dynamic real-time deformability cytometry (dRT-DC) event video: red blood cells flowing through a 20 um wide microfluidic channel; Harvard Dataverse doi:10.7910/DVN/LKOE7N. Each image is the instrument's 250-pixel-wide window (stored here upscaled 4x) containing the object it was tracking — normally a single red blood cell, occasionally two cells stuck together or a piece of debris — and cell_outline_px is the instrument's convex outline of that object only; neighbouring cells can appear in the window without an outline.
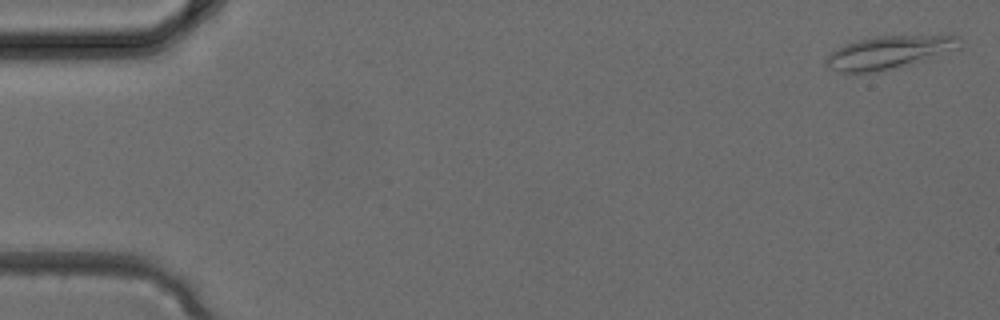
{"species": "common noctule bat (a hibernating species)", "species_latin": "Nyctalus noctula", "temperature_condition": "cold", "stored_images_in_passage": 5, "camera_frame_rate_fps": 3000, "um_per_image_px": 0.085, "animal": {"sex": "female", "body_mass_g": 24.6, "forearm_length_mm": 56.2}, "frame": {"image": 1, "passage_image": 1, "time_ms": 0.0, "image_size_px": [1000, 320], "cell_outline_px": [[960, 48], [924, 60], [876, 72], [840, 72], [828, 68], [824, 64], [824, 60], [832, 52], [848, 44], [860, 40], [876, 36], [960, 36]], "centroid_in_image_um": [75.54, 4.46], "position_along_channel_um": 9.5, "area_um2": 24.97}}
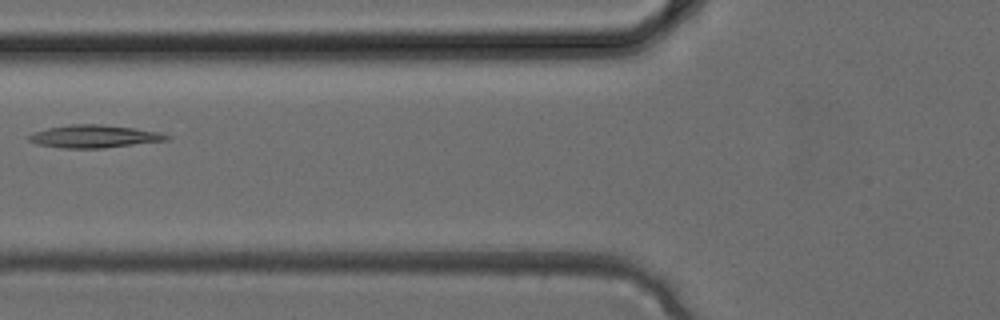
{"frame": {"image": 2, "passage_image": 5, "time_ms": 1.333, "image_size_px": [1000, 320], "cell_outline_px": [[172, 136], [168, 140], [104, 148], [64, 148], [36, 144], [28, 140], [28, 136], [32, 132], [48, 128], [68, 124], [100, 124], [136, 128], [160, 132]], "centroid_in_image_um": [8.01, 11.58], "position_along_channel_um": 117.8, "area_um2": 18.38}}